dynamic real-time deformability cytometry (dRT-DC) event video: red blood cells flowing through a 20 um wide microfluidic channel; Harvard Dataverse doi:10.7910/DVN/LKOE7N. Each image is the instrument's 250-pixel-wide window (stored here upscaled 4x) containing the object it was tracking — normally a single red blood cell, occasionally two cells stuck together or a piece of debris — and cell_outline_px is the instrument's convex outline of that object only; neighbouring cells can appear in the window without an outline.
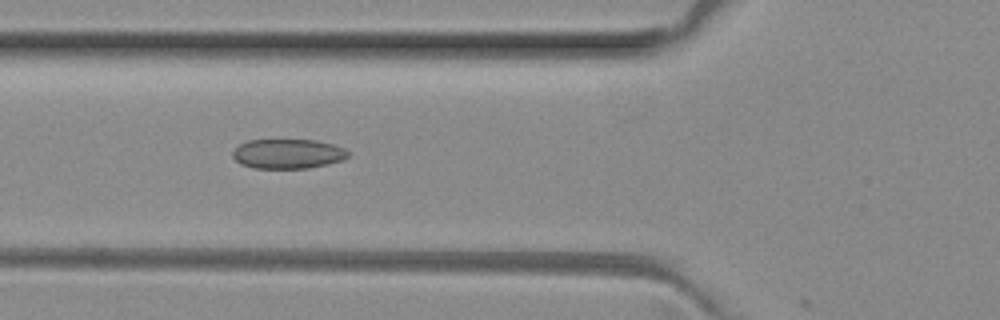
{"species": "common noctule bat (a hibernating species)", "species_latin": "Nyctalus noctula", "temperature_condition": "room temperature", "stored_images_in_passage": 5, "camera_frame_rate_fps": 3000, "um_per_image_px": 0.085, "animal": {"sex": "female", "body_mass_g": 29.2, "forearm_length_mm": 56.3}, "frame": {"image": 1, "passage_image": 2, "time_ms": 0.333, "image_size_px": [1000, 320], "cell_outline_px": [[348, 156], [340, 160], [328, 164], [308, 168], [252, 168], [240, 164], [232, 156], [232, 152], [240, 144], [248, 140], [316, 140], [332, 144], [344, 148], [348, 152]], "centroid_in_image_um": [24.44, 13.07], "position_along_channel_um": 101.4, "area_um2": 19.83}}
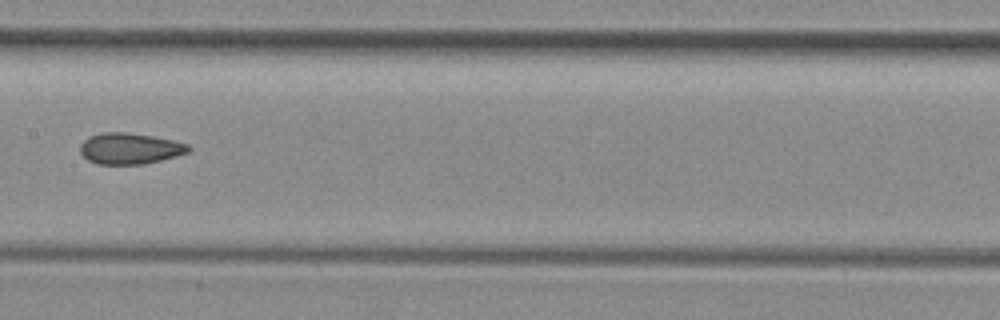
{"frame": {"image": 2, "passage_image": 4, "time_ms": 1.0, "image_size_px": [1000, 320], "cell_outline_px": [[192, 148], [188, 152], [176, 156], [144, 164], [100, 164], [88, 160], [80, 152], [80, 144], [88, 136], [100, 132], [128, 132], [152, 136], [172, 140], [188, 144]], "centroid_in_image_um": [11.02, 12.61], "position_along_channel_um": 196.4, "area_um2": 19.65}}
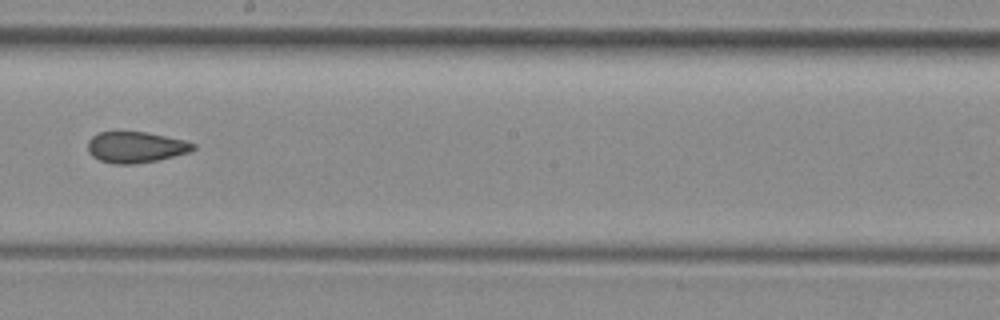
{"frame": {"image": 3, "passage_image": 5, "time_ms": 1.333, "image_size_px": [1000, 320], "cell_outline_px": [[196, 148], [192, 152], [156, 160], [136, 164], [112, 164], [100, 160], [92, 156], [88, 152], [88, 140], [92, 136], [100, 132], [144, 132], [184, 140], [196, 144]], "centroid_in_image_um": [11.54, 12.52], "position_along_channel_um": 236.7, "area_um2": 19.07}}